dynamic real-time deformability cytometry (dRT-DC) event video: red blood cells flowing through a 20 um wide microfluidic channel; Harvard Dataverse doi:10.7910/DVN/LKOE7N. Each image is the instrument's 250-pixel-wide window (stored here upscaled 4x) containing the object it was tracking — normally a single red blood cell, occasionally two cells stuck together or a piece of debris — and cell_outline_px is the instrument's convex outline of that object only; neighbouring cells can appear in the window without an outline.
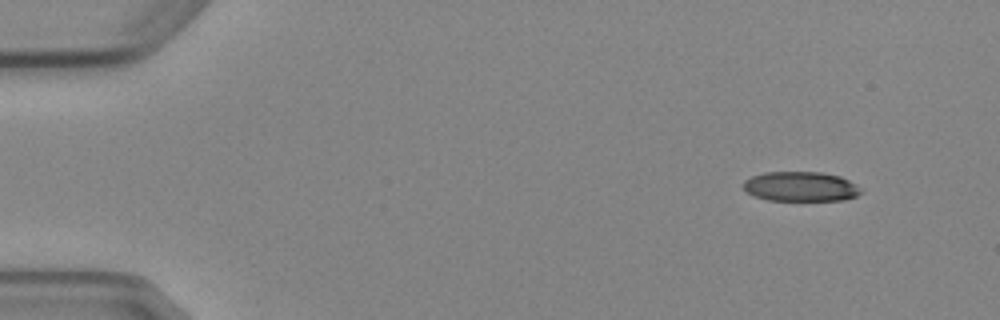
{"species": "Egyptian fruit bat (a non-hibernating species)", "species_latin": "Rousettus aegyptiacus", "temperature_condition": "cold", "stored_images_in_passage": 4, "camera_frame_rate_fps": 3000, "um_per_image_px": 0.085, "animal": {"sex": "female"}, "frame": {"image": 1, "passage_image": 1, "time_ms": 0.0, "image_size_px": [1000, 320], "cell_outline_px": [[864, 192], [856, 196], [844, 200], [768, 200], [752, 196], [744, 188], [744, 180], [752, 176], [764, 172], [820, 172], [840, 176], [856, 184]], "centroid_in_image_um": [68.07, 15.85], "position_along_channel_um": 16.9, "area_um2": 20.4}}
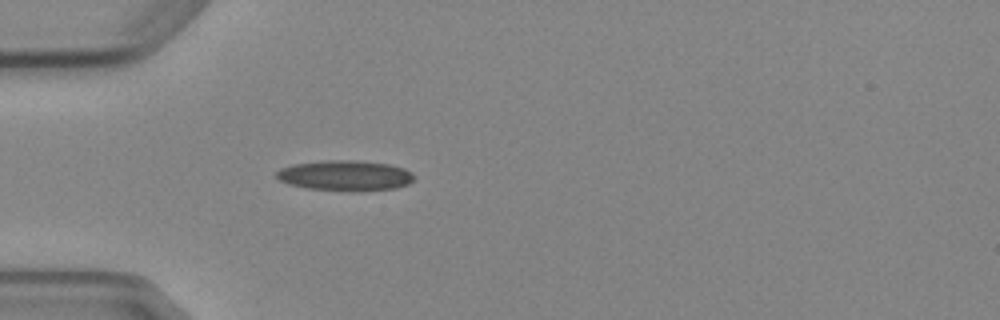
{"frame": {"image": 2, "passage_image": 4, "time_ms": 3.667, "image_size_px": [1000, 320], "cell_outline_px": [[412, 180], [408, 184], [396, 188], [360, 192], [352, 192], [308, 188], [288, 184], [280, 180], [276, 176], [276, 172], [280, 168], [292, 164], [328, 160], [356, 160], [388, 164], [404, 168], [412, 172]], "centroid_in_image_um": [29.33, 14.93], "position_along_channel_um": 55.7, "area_um2": 24.57}}